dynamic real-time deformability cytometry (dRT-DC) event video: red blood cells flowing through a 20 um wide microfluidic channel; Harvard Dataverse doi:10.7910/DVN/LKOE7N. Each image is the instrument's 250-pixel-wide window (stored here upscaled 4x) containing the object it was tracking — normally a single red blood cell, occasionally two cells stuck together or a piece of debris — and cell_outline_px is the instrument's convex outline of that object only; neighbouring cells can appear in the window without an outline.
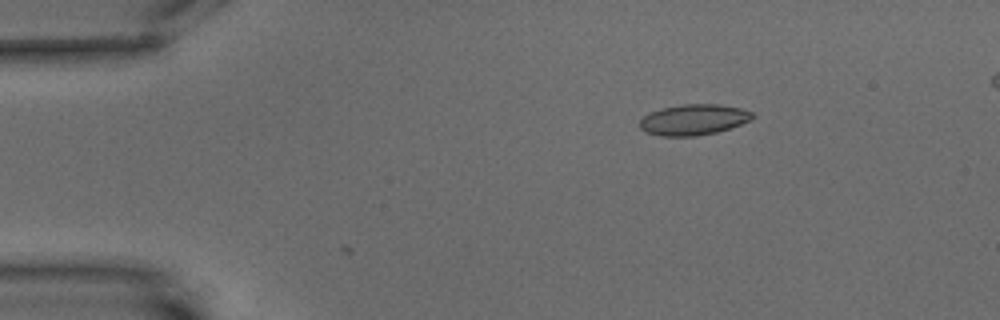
{"species": "common noctule bat (a hibernating species)", "species_latin": "Nyctalus noctula", "temperature_condition": "warm", "stored_images_in_passage": 39, "camera_frame_rate_fps": 3000, "um_per_image_px": 0.085, "animal": {"sex": "male", "body_mass_g": 15.6}, "frame": {"image": 1, "passage_image": 2, "time_ms": 0.333, "image_size_px": [1000, 320], "cell_outline_px": [[756, 116], [752, 120], [716, 132], [696, 136], [660, 136], [644, 132], [640, 128], [640, 120], [648, 112], [660, 108], [680, 104], [720, 104], [740, 108], [752, 112]], "centroid_in_image_um": [58.93, 10.16], "position_along_channel_um": 26.1, "area_um2": 20.4}}
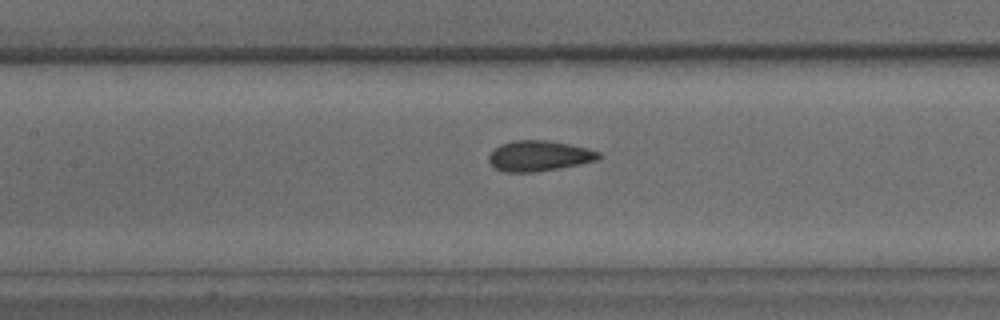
{"frame": {"image": 2, "passage_image": 20, "time_ms": 6.333, "image_size_px": [1000, 320], "cell_outline_px": [[600, 160], [580, 164], [536, 172], [504, 172], [496, 168], [488, 160], [488, 156], [500, 144], [512, 140], [548, 140], [588, 148], [600, 152]], "centroid_in_image_um": [45.84, 13.25], "position_along_channel_um": 161.6, "area_um2": 19.54}}
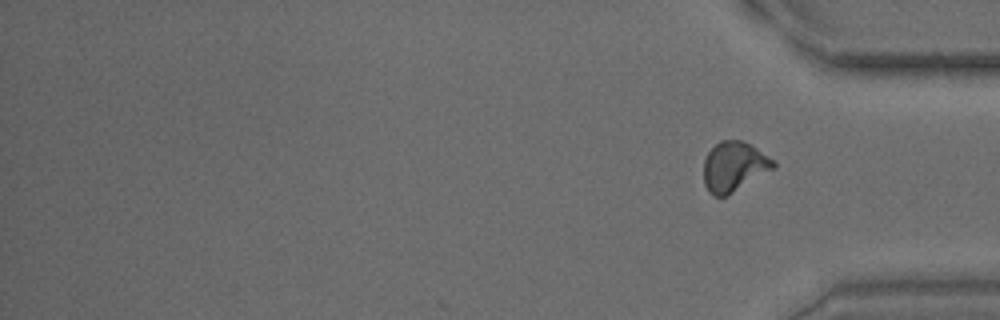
{"frame": {"image": 3, "passage_image": 39, "time_ms": 12.667, "image_size_px": [1000, 320], "cell_outline_px": [[776, 168], [728, 196], [712, 196], [708, 192], [704, 184], [704, 160], [708, 152], [720, 140], [740, 140], [756, 148], [772, 160], [776, 164]], "centroid_in_image_um": [62.38, 14.2], "position_along_channel_um": 372.8, "area_um2": 20.29}, "authors_computed_cell_mechanics": {"area_um2": 19.7098, "velocity_mm_per_s": 3.3716, "shape_relaxation_time_tau1_ms": 6.553, "shape_relaxation_time_tau2_ms": 0.8081, "deformation_change_tau1": 0.1642, "deformation_change_tau2": 0.0626}}